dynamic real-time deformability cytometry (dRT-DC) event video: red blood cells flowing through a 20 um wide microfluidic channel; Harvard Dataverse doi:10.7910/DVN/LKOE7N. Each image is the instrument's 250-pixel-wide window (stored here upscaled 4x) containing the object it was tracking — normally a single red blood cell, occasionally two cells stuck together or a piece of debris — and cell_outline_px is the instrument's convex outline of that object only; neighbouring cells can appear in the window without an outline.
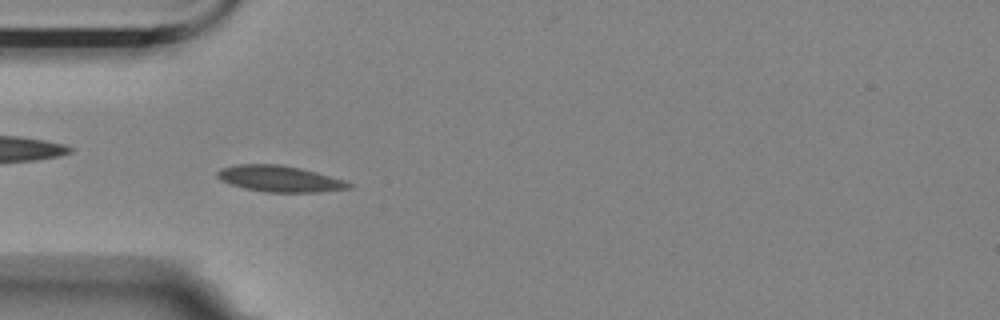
{"species": "Egyptian fruit bat (a non-hibernating species)", "species_latin": "Rousettus aegyptiacus", "temperature_condition": "room temperature", "stored_images_in_passage": 55, "camera_frame_rate_fps": 3000, "um_per_image_px": 0.085, "animal": {"sex": "female"}, "frame": {"image": 1, "passage_image": 16, "time_ms": 5.0, "image_size_px": [1000, 320], "cell_outline_px": [[352, 188], [320, 192], [264, 192], [244, 188], [220, 180], [216, 176], [216, 172], [220, 168], [236, 164], [284, 164], [316, 172], [344, 180], [352, 184]], "centroid_in_image_um": [23.75, 15.19], "position_along_channel_um": 61.2, "area_um2": 20.17}}
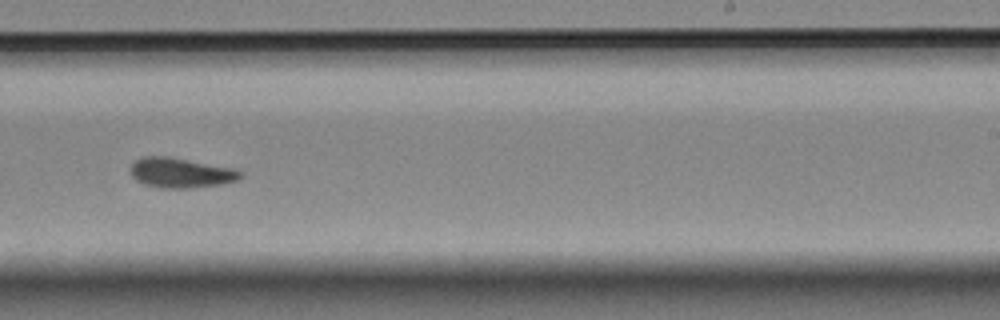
{"frame": {"image": 2, "passage_image": 34, "time_ms": 11.0, "image_size_px": [1000, 320], "cell_outline_px": [[244, 176], [240, 180], [220, 184], [188, 188], [160, 188], [144, 184], [136, 180], [132, 176], [132, 164], [136, 160], [144, 156], [168, 156], [232, 168], [244, 172]], "centroid_in_image_um": [15.4, 14.69], "position_along_channel_um": 273.6, "area_um2": 19.13}}
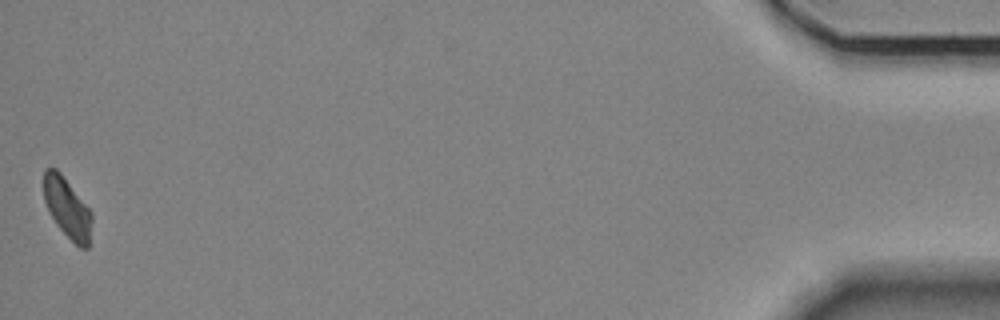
{"frame": {"image": 3, "passage_image": 55, "time_ms": 18.0, "image_size_px": [1000, 320], "cell_outline_px": [[92, 220], [88, 248], [80, 248], [56, 224], [44, 200], [44, 168], [56, 168], [60, 172], [92, 212]], "centroid_in_image_um": [5.72, 17.66], "position_along_channel_um": 429.5, "area_um2": 16.53}}